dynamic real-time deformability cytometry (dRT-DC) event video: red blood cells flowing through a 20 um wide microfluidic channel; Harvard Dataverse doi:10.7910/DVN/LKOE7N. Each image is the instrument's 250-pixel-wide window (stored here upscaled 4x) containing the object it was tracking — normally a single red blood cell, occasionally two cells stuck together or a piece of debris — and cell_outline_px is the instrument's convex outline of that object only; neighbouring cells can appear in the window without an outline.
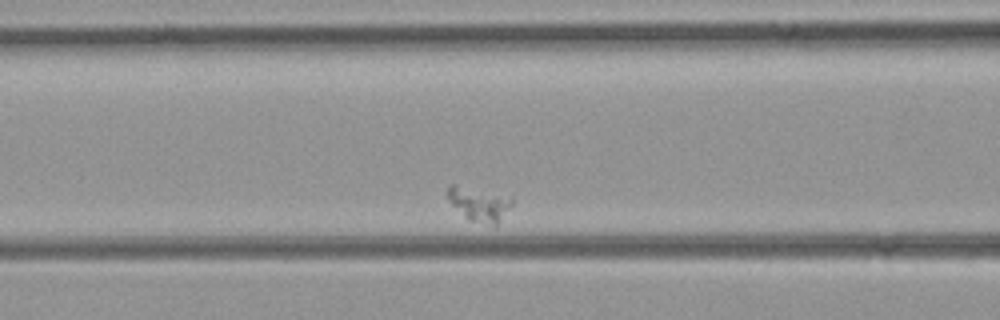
{"species": "common noctule bat (a hibernating species)", "species_latin": "Nyctalus noctula", "temperature_condition": "room temperature", "stored_images_in_passage": 24, "camera_frame_rate_fps": 3000, "um_per_image_px": 0.085, "animal": {"sex": "female", "body_mass_g": 21.9}, "frame": {"image": 1, "passage_image": 9, "time_ms": 2.667, "image_size_px": [1000, 320], "cell_outline_px": [[512, 204], [496, 228], [468, 220], [452, 204], [448, 196], [448, 188], [452, 184], [456, 184], [512, 196]], "centroid_in_image_um": [40.79, 17.37], "position_along_channel_um": 125.8, "area_um2": 13.01}}
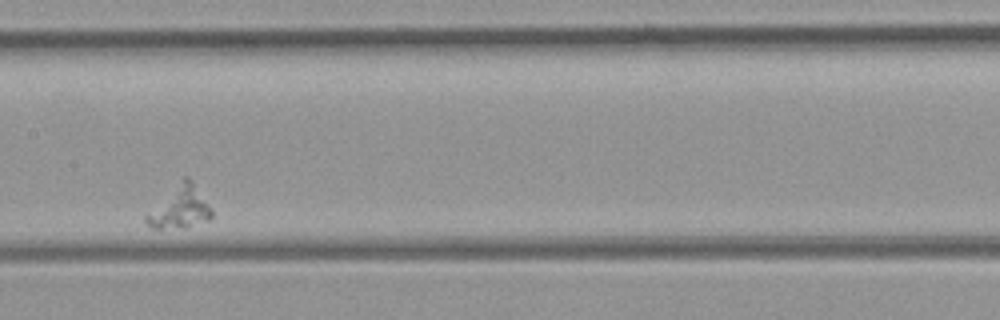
{"frame": {"image": 2, "passage_image": 15, "time_ms": 4.667, "image_size_px": [1000, 320], "cell_outline_px": [[212, 216], [208, 220], [184, 228], [152, 228], [144, 220], [144, 216], [184, 176], [188, 176], [192, 180], [212, 208]], "centroid_in_image_um": [15.3, 17.63], "position_along_channel_um": 192.1, "area_um2": 15.9}}
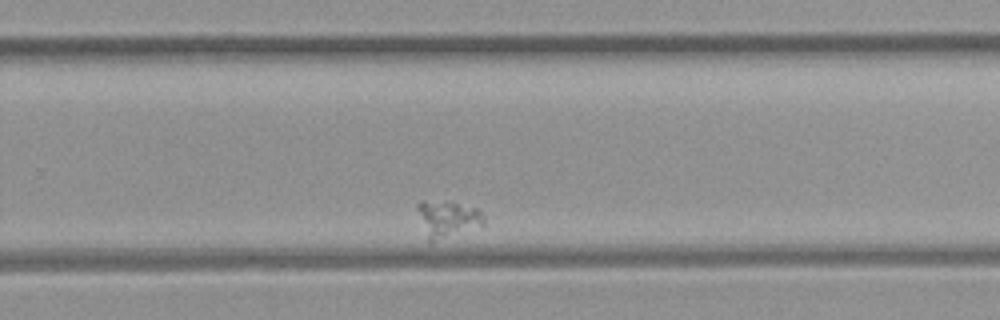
{"frame": {"image": 3, "passage_image": 24, "time_ms": 7.667, "image_size_px": [1000, 320], "cell_outline_px": [[484, 224], [432, 244], [428, 240], [416, 208], [416, 204], [420, 200], [424, 200], [456, 204], [476, 208], [484, 216]], "centroid_in_image_um": [37.99, 18.64], "position_along_channel_um": 291.8, "area_um2": 13.99}}